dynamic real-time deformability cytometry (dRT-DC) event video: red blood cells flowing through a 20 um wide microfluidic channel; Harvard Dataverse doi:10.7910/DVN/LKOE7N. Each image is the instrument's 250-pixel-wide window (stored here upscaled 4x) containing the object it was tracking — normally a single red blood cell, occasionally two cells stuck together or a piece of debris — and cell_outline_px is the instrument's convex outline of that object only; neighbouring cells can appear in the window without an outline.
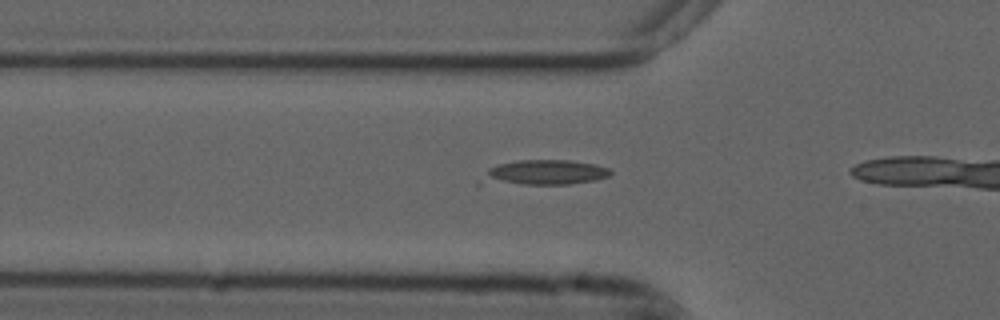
{"species": "common noctule bat (a hibernating species)", "species_latin": "Nyctalus noctula", "temperature_condition": "cold", "stored_images_in_passage": 8, "camera_frame_rate_fps": 3000, "um_per_image_px": 0.085, "animal": {"sex": "male", "forearm_length_mm": 52.5}, "frame": {"image": 1, "passage_image": 3, "time_ms": 0.667, "image_size_px": [1000, 320], "cell_outline_px": [[612, 172], [608, 176], [596, 180], [568, 184], [476, 184], [476, 180], [488, 168], [496, 164], [516, 160], [568, 160], [592, 164], [608, 168]], "centroid_in_image_um": [46.09, 14.68], "position_along_channel_um": 79.7, "area_um2": 19.19}}
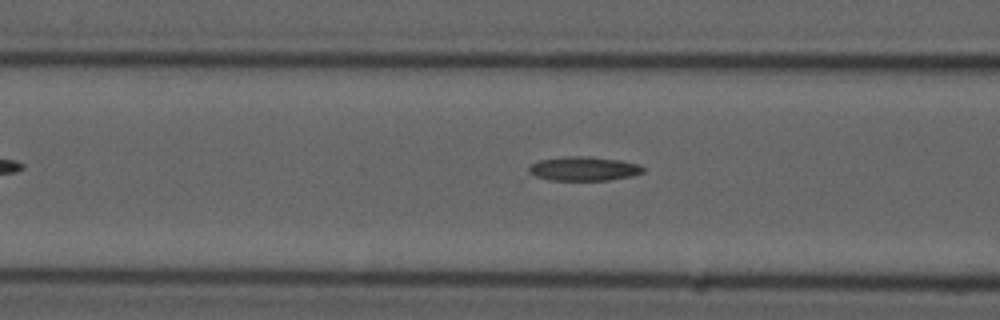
{"frame": {"image": 2, "passage_image": 6, "time_ms": 1.667, "image_size_px": [1000, 320], "cell_outline_px": [[644, 172], [632, 176], [608, 180], [548, 180], [536, 176], [528, 172], [528, 168], [532, 164], [540, 160], [564, 156], [592, 156], [620, 160], [636, 164], [644, 168]], "centroid_in_image_um": [49.61, 14.33], "position_along_channel_um": 117.0, "area_um2": 16.07}}